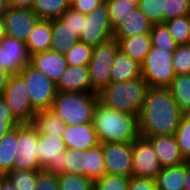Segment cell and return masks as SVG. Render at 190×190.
I'll use <instances>...</instances> for the list:
<instances>
[{"instance_id":"1","label":"cell","mask_w":190,"mask_h":190,"mask_svg":"<svg viewBox=\"0 0 190 190\" xmlns=\"http://www.w3.org/2000/svg\"><path fill=\"white\" fill-rule=\"evenodd\" d=\"M182 114L169 88L149 87L138 115L139 135H174Z\"/></svg>"},{"instance_id":"2","label":"cell","mask_w":190,"mask_h":190,"mask_svg":"<svg viewBox=\"0 0 190 190\" xmlns=\"http://www.w3.org/2000/svg\"><path fill=\"white\" fill-rule=\"evenodd\" d=\"M93 123L99 143H133L140 136L138 115L114 110L100 101L94 109Z\"/></svg>"},{"instance_id":"3","label":"cell","mask_w":190,"mask_h":190,"mask_svg":"<svg viewBox=\"0 0 190 190\" xmlns=\"http://www.w3.org/2000/svg\"><path fill=\"white\" fill-rule=\"evenodd\" d=\"M149 90L142 78L122 82H110L99 93V101L114 110L139 115Z\"/></svg>"},{"instance_id":"4","label":"cell","mask_w":190,"mask_h":190,"mask_svg":"<svg viewBox=\"0 0 190 190\" xmlns=\"http://www.w3.org/2000/svg\"><path fill=\"white\" fill-rule=\"evenodd\" d=\"M98 93L59 92L50 108L66 125L93 122Z\"/></svg>"},{"instance_id":"5","label":"cell","mask_w":190,"mask_h":190,"mask_svg":"<svg viewBox=\"0 0 190 190\" xmlns=\"http://www.w3.org/2000/svg\"><path fill=\"white\" fill-rule=\"evenodd\" d=\"M119 49V43L114 37L93 47L87 68L91 88L96 93L110 83L111 67Z\"/></svg>"},{"instance_id":"6","label":"cell","mask_w":190,"mask_h":190,"mask_svg":"<svg viewBox=\"0 0 190 190\" xmlns=\"http://www.w3.org/2000/svg\"><path fill=\"white\" fill-rule=\"evenodd\" d=\"M173 52L151 46L141 64V77L149 87L168 88L175 77L172 65Z\"/></svg>"},{"instance_id":"7","label":"cell","mask_w":190,"mask_h":190,"mask_svg":"<svg viewBox=\"0 0 190 190\" xmlns=\"http://www.w3.org/2000/svg\"><path fill=\"white\" fill-rule=\"evenodd\" d=\"M26 82L30 104L35 111L50 109L56 97V84L27 64L19 73Z\"/></svg>"},{"instance_id":"8","label":"cell","mask_w":190,"mask_h":190,"mask_svg":"<svg viewBox=\"0 0 190 190\" xmlns=\"http://www.w3.org/2000/svg\"><path fill=\"white\" fill-rule=\"evenodd\" d=\"M2 98L20 124L32 123L36 111L30 104L26 82L19 73L10 76L2 92Z\"/></svg>"},{"instance_id":"9","label":"cell","mask_w":190,"mask_h":190,"mask_svg":"<svg viewBox=\"0 0 190 190\" xmlns=\"http://www.w3.org/2000/svg\"><path fill=\"white\" fill-rule=\"evenodd\" d=\"M114 37L106 3H102L90 14H83V30L79 41L95 47Z\"/></svg>"},{"instance_id":"10","label":"cell","mask_w":190,"mask_h":190,"mask_svg":"<svg viewBox=\"0 0 190 190\" xmlns=\"http://www.w3.org/2000/svg\"><path fill=\"white\" fill-rule=\"evenodd\" d=\"M18 152L13 170H41L39 165L38 131L31 123L18 125Z\"/></svg>"},{"instance_id":"11","label":"cell","mask_w":190,"mask_h":190,"mask_svg":"<svg viewBox=\"0 0 190 190\" xmlns=\"http://www.w3.org/2000/svg\"><path fill=\"white\" fill-rule=\"evenodd\" d=\"M66 145L59 135L38 133V153L40 169L51 174L59 175L63 173V154Z\"/></svg>"},{"instance_id":"12","label":"cell","mask_w":190,"mask_h":190,"mask_svg":"<svg viewBox=\"0 0 190 190\" xmlns=\"http://www.w3.org/2000/svg\"><path fill=\"white\" fill-rule=\"evenodd\" d=\"M132 177L155 179L162 170L152 144L139 136L132 143Z\"/></svg>"},{"instance_id":"13","label":"cell","mask_w":190,"mask_h":190,"mask_svg":"<svg viewBox=\"0 0 190 190\" xmlns=\"http://www.w3.org/2000/svg\"><path fill=\"white\" fill-rule=\"evenodd\" d=\"M106 174L132 177V143H100Z\"/></svg>"},{"instance_id":"14","label":"cell","mask_w":190,"mask_h":190,"mask_svg":"<svg viewBox=\"0 0 190 190\" xmlns=\"http://www.w3.org/2000/svg\"><path fill=\"white\" fill-rule=\"evenodd\" d=\"M6 34L9 37L26 42L40 18L32 9L9 6L2 16Z\"/></svg>"},{"instance_id":"15","label":"cell","mask_w":190,"mask_h":190,"mask_svg":"<svg viewBox=\"0 0 190 190\" xmlns=\"http://www.w3.org/2000/svg\"><path fill=\"white\" fill-rule=\"evenodd\" d=\"M30 63L26 42L5 36L0 40V69L18 74Z\"/></svg>"},{"instance_id":"16","label":"cell","mask_w":190,"mask_h":190,"mask_svg":"<svg viewBox=\"0 0 190 190\" xmlns=\"http://www.w3.org/2000/svg\"><path fill=\"white\" fill-rule=\"evenodd\" d=\"M29 64L47 76L55 84L68 66L64 54L53 50H46L31 55Z\"/></svg>"},{"instance_id":"17","label":"cell","mask_w":190,"mask_h":190,"mask_svg":"<svg viewBox=\"0 0 190 190\" xmlns=\"http://www.w3.org/2000/svg\"><path fill=\"white\" fill-rule=\"evenodd\" d=\"M153 146L162 168L175 167L185 163L174 135H160L146 138Z\"/></svg>"},{"instance_id":"18","label":"cell","mask_w":190,"mask_h":190,"mask_svg":"<svg viewBox=\"0 0 190 190\" xmlns=\"http://www.w3.org/2000/svg\"><path fill=\"white\" fill-rule=\"evenodd\" d=\"M62 138L67 148L79 149L82 151L100 144L93 122L86 124L66 125Z\"/></svg>"},{"instance_id":"19","label":"cell","mask_w":190,"mask_h":190,"mask_svg":"<svg viewBox=\"0 0 190 190\" xmlns=\"http://www.w3.org/2000/svg\"><path fill=\"white\" fill-rule=\"evenodd\" d=\"M59 92L96 93L91 88L87 66L68 65L56 83Z\"/></svg>"},{"instance_id":"20","label":"cell","mask_w":190,"mask_h":190,"mask_svg":"<svg viewBox=\"0 0 190 190\" xmlns=\"http://www.w3.org/2000/svg\"><path fill=\"white\" fill-rule=\"evenodd\" d=\"M51 38L50 50L62 54L79 41L77 32L60 17L51 20Z\"/></svg>"},{"instance_id":"21","label":"cell","mask_w":190,"mask_h":190,"mask_svg":"<svg viewBox=\"0 0 190 190\" xmlns=\"http://www.w3.org/2000/svg\"><path fill=\"white\" fill-rule=\"evenodd\" d=\"M152 25L145 14L137 7L114 30V38H128L150 33Z\"/></svg>"},{"instance_id":"22","label":"cell","mask_w":190,"mask_h":190,"mask_svg":"<svg viewBox=\"0 0 190 190\" xmlns=\"http://www.w3.org/2000/svg\"><path fill=\"white\" fill-rule=\"evenodd\" d=\"M141 77V65L118 50L110 72V82H124Z\"/></svg>"},{"instance_id":"23","label":"cell","mask_w":190,"mask_h":190,"mask_svg":"<svg viewBox=\"0 0 190 190\" xmlns=\"http://www.w3.org/2000/svg\"><path fill=\"white\" fill-rule=\"evenodd\" d=\"M115 39L119 43L120 50L140 65L144 62L152 46L150 33Z\"/></svg>"},{"instance_id":"24","label":"cell","mask_w":190,"mask_h":190,"mask_svg":"<svg viewBox=\"0 0 190 190\" xmlns=\"http://www.w3.org/2000/svg\"><path fill=\"white\" fill-rule=\"evenodd\" d=\"M18 126L0 139V174L5 176L13 170L18 152Z\"/></svg>"},{"instance_id":"25","label":"cell","mask_w":190,"mask_h":190,"mask_svg":"<svg viewBox=\"0 0 190 190\" xmlns=\"http://www.w3.org/2000/svg\"><path fill=\"white\" fill-rule=\"evenodd\" d=\"M51 21L39 20L26 41L29 55L50 50Z\"/></svg>"},{"instance_id":"26","label":"cell","mask_w":190,"mask_h":190,"mask_svg":"<svg viewBox=\"0 0 190 190\" xmlns=\"http://www.w3.org/2000/svg\"><path fill=\"white\" fill-rule=\"evenodd\" d=\"M38 133L63 136L66 124L50 109L39 110L31 123Z\"/></svg>"},{"instance_id":"27","label":"cell","mask_w":190,"mask_h":190,"mask_svg":"<svg viewBox=\"0 0 190 190\" xmlns=\"http://www.w3.org/2000/svg\"><path fill=\"white\" fill-rule=\"evenodd\" d=\"M158 190H184L185 163L175 167L162 168L155 178Z\"/></svg>"},{"instance_id":"28","label":"cell","mask_w":190,"mask_h":190,"mask_svg":"<svg viewBox=\"0 0 190 190\" xmlns=\"http://www.w3.org/2000/svg\"><path fill=\"white\" fill-rule=\"evenodd\" d=\"M182 113H190V74L175 75L168 87Z\"/></svg>"},{"instance_id":"29","label":"cell","mask_w":190,"mask_h":190,"mask_svg":"<svg viewBox=\"0 0 190 190\" xmlns=\"http://www.w3.org/2000/svg\"><path fill=\"white\" fill-rule=\"evenodd\" d=\"M69 8L70 0H35L32 6L41 20L50 21L59 18Z\"/></svg>"},{"instance_id":"30","label":"cell","mask_w":190,"mask_h":190,"mask_svg":"<svg viewBox=\"0 0 190 190\" xmlns=\"http://www.w3.org/2000/svg\"><path fill=\"white\" fill-rule=\"evenodd\" d=\"M85 152V176L93 182L99 180L106 174V168L103 161L102 146L87 149Z\"/></svg>"},{"instance_id":"31","label":"cell","mask_w":190,"mask_h":190,"mask_svg":"<svg viewBox=\"0 0 190 190\" xmlns=\"http://www.w3.org/2000/svg\"><path fill=\"white\" fill-rule=\"evenodd\" d=\"M177 45L190 44V14L164 22Z\"/></svg>"},{"instance_id":"32","label":"cell","mask_w":190,"mask_h":190,"mask_svg":"<svg viewBox=\"0 0 190 190\" xmlns=\"http://www.w3.org/2000/svg\"><path fill=\"white\" fill-rule=\"evenodd\" d=\"M111 27L115 30L129 13L137 8L135 3L127 0H111L106 3Z\"/></svg>"},{"instance_id":"33","label":"cell","mask_w":190,"mask_h":190,"mask_svg":"<svg viewBox=\"0 0 190 190\" xmlns=\"http://www.w3.org/2000/svg\"><path fill=\"white\" fill-rule=\"evenodd\" d=\"M63 173L85 176V152L66 148L63 154Z\"/></svg>"},{"instance_id":"34","label":"cell","mask_w":190,"mask_h":190,"mask_svg":"<svg viewBox=\"0 0 190 190\" xmlns=\"http://www.w3.org/2000/svg\"><path fill=\"white\" fill-rule=\"evenodd\" d=\"M93 47L84 42H76L69 50L64 53L67 65L70 66H88Z\"/></svg>"},{"instance_id":"35","label":"cell","mask_w":190,"mask_h":190,"mask_svg":"<svg viewBox=\"0 0 190 190\" xmlns=\"http://www.w3.org/2000/svg\"><path fill=\"white\" fill-rule=\"evenodd\" d=\"M38 170H12L5 176L16 190H36Z\"/></svg>"},{"instance_id":"36","label":"cell","mask_w":190,"mask_h":190,"mask_svg":"<svg viewBox=\"0 0 190 190\" xmlns=\"http://www.w3.org/2000/svg\"><path fill=\"white\" fill-rule=\"evenodd\" d=\"M150 35L152 46L168 52H174L178 46L164 23L152 25Z\"/></svg>"},{"instance_id":"37","label":"cell","mask_w":190,"mask_h":190,"mask_svg":"<svg viewBox=\"0 0 190 190\" xmlns=\"http://www.w3.org/2000/svg\"><path fill=\"white\" fill-rule=\"evenodd\" d=\"M181 155L186 159L190 155V113H183L180 124L174 133Z\"/></svg>"},{"instance_id":"38","label":"cell","mask_w":190,"mask_h":190,"mask_svg":"<svg viewBox=\"0 0 190 190\" xmlns=\"http://www.w3.org/2000/svg\"><path fill=\"white\" fill-rule=\"evenodd\" d=\"M60 190H93V181L86 176L62 173L57 175Z\"/></svg>"},{"instance_id":"39","label":"cell","mask_w":190,"mask_h":190,"mask_svg":"<svg viewBox=\"0 0 190 190\" xmlns=\"http://www.w3.org/2000/svg\"><path fill=\"white\" fill-rule=\"evenodd\" d=\"M131 177L105 174L99 180L94 181L93 190H128Z\"/></svg>"},{"instance_id":"40","label":"cell","mask_w":190,"mask_h":190,"mask_svg":"<svg viewBox=\"0 0 190 190\" xmlns=\"http://www.w3.org/2000/svg\"><path fill=\"white\" fill-rule=\"evenodd\" d=\"M154 24H163L164 0H140L137 6Z\"/></svg>"},{"instance_id":"41","label":"cell","mask_w":190,"mask_h":190,"mask_svg":"<svg viewBox=\"0 0 190 190\" xmlns=\"http://www.w3.org/2000/svg\"><path fill=\"white\" fill-rule=\"evenodd\" d=\"M172 65L175 75L190 74V44L177 46L173 52Z\"/></svg>"},{"instance_id":"42","label":"cell","mask_w":190,"mask_h":190,"mask_svg":"<svg viewBox=\"0 0 190 190\" xmlns=\"http://www.w3.org/2000/svg\"><path fill=\"white\" fill-rule=\"evenodd\" d=\"M190 14V0H164L163 23Z\"/></svg>"},{"instance_id":"43","label":"cell","mask_w":190,"mask_h":190,"mask_svg":"<svg viewBox=\"0 0 190 190\" xmlns=\"http://www.w3.org/2000/svg\"><path fill=\"white\" fill-rule=\"evenodd\" d=\"M20 123L12 115L11 109L3 98L0 99V139Z\"/></svg>"},{"instance_id":"44","label":"cell","mask_w":190,"mask_h":190,"mask_svg":"<svg viewBox=\"0 0 190 190\" xmlns=\"http://www.w3.org/2000/svg\"><path fill=\"white\" fill-rule=\"evenodd\" d=\"M36 190H60L57 175L43 169L38 170Z\"/></svg>"},{"instance_id":"45","label":"cell","mask_w":190,"mask_h":190,"mask_svg":"<svg viewBox=\"0 0 190 190\" xmlns=\"http://www.w3.org/2000/svg\"><path fill=\"white\" fill-rule=\"evenodd\" d=\"M60 18L67 22V24L77 32L78 35L83 30V14L77 11H74L73 9L69 8L67 9Z\"/></svg>"},{"instance_id":"46","label":"cell","mask_w":190,"mask_h":190,"mask_svg":"<svg viewBox=\"0 0 190 190\" xmlns=\"http://www.w3.org/2000/svg\"><path fill=\"white\" fill-rule=\"evenodd\" d=\"M100 4V0H70V8L82 14H90Z\"/></svg>"},{"instance_id":"47","label":"cell","mask_w":190,"mask_h":190,"mask_svg":"<svg viewBox=\"0 0 190 190\" xmlns=\"http://www.w3.org/2000/svg\"><path fill=\"white\" fill-rule=\"evenodd\" d=\"M128 190H158V188L155 179L131 177Z\"/></svg>"},{"instance_id":"48","label":"cell","mask_w":190,"mask_h":190,"mask_svg":"<svg viewBox=\"0 0 190 190\" xmlns=\"http://www.w3.org/2000/svg\"><path fill=\"white\" fill-rule=\"evenodd\" d=\"M35 0H9V6L32 9Z\"/></svg>"},{"instance_id":"49","label":"cell","mask_w":190,"mask_h":190,"mask_svg":"<svg viewBox=\"0 0 190 190\" xmlns=\"http://www.w3.org/2000/svg\"><path fill=\"white\" fill-rule=\"evenodd\" d=\"M11 74L5 70L0 69V92H3L4 87L8 83Z\"/></svg>"},{"instance_id":"50","label":"cell","mask_w":190,"mask_h":190,"mask_svg":"<svg viewBox=\"0 0 190 190\" xmlns=\"http://www.w3.org/2000/svg\"><path fill=\"white\" fill-rule=\"evenodd\" d=\"M0 190H16L6 176L0 178Z\"/></svg>"},{"instance_id":"51","label":"cell","mask_w":190,"mask_h":190,"mask_svg":"<svg viewBox=\"0 0 190 190\" xmlns=\"http://www.w3.org/2000/svg\"><path fill=\"white\" fill-rule=\"evenodd\" d=\"M184 190H190V165L185 162V188Z\"/></svg>"},{"instance_id":"52","label":"cell","mask_w":190,"mask_h":190,"mask_svg":"<svg viewBox=\"0 0 190 190\" xmlns=\"http://www.w3.org/2000/svg\"><path fill=\"white\" fill-rule=\"evenodd\" d=\"M9 0H0V17L8 10Z\"/></svg>"},{"instance_id":"53","label":"cell","mask_w":190,"mask_h":190,"mask_svg":"<svg viewBox=\"0 0 190 190\" xmlns=\"http://www.w3.org/2000/svg\"><path fill=\"white\" fill-rule=\"evenodd\" d=\"M5 36H7L6 29L2 17H0V40Z\"/></svg>"},{"instance_id":"54","label":"cell","mask_w":190,"mask_h":190,"mask_svg":"<svg viewBox=\"0 0 190 190\" xmlns=\"http://www.w3.org/2000/svg\"><path fill=\"white\" fill-rule=\"evenodd\" d=\"M127 1H131L132 3H135L137 6H138V4L140 2V0H127Z\"/></svg>"},{"instance_id":"55","label":"cell","mask_w":190,"mask_h":190,"mask_svg":"<svg viewBox=\"0 0 190 190\" xmlns=\"http://www.w3.org/2000/svg\"><path fill=\"white\" fill-rule=\"evenodd\" d=\"M185 162L190 165V155L185 159Z\"/></svg>"},{"instance_id":"56","label":"cell","mask_w":190,"mask_h":190,"mask_svg":"<svg viewBox=\"0 0 190 190\" xmlns=\"http://www.w3.org/2000/svg\"><path fill=\"white\" fill-rule=\"evenodd\" d=\"M102 3H108L110 2L111 0H100Z\"/></svg>"}]
</instances>
